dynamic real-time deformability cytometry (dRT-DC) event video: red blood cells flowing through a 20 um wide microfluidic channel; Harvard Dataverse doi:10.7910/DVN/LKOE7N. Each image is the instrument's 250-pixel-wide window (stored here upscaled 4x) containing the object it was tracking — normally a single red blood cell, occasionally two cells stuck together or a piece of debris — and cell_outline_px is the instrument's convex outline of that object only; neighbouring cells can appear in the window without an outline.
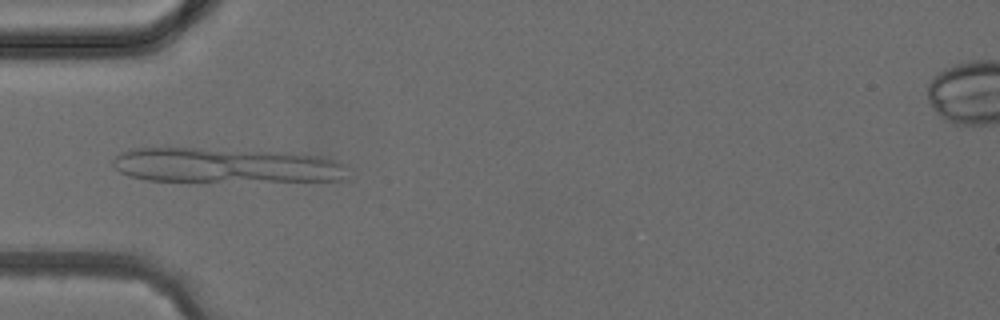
{"species": "common noctule bat (a hibernating species)", "species_latin": "Nyctalus noctula", "temperature_condition": "cold", "stored_images_in_passage": 5, "camera_frame_rate_fps": 3000, "um_per_image_px": 0.085, "animal": {"sex": "female", "body_mass_g": 24.6, "forearm_length_mm": 56.2}, "frame": {"image": 1, "passage_image": 4, "time_ms": 3.667, "image_size_px": [1000, 320], "cell_outline_px": [[348, 180], [148, 180], [128, 176], [120, 172], [112, 164], [112, 160], [120, 152], [132, 148], [200, 148], [284, 152], [320, 156], [336, 160], [344, 164]], "centroid_in_image_um": [19.16, 14.03], "position_along_channel_um": 65.8, "area_um2": 47.16}}